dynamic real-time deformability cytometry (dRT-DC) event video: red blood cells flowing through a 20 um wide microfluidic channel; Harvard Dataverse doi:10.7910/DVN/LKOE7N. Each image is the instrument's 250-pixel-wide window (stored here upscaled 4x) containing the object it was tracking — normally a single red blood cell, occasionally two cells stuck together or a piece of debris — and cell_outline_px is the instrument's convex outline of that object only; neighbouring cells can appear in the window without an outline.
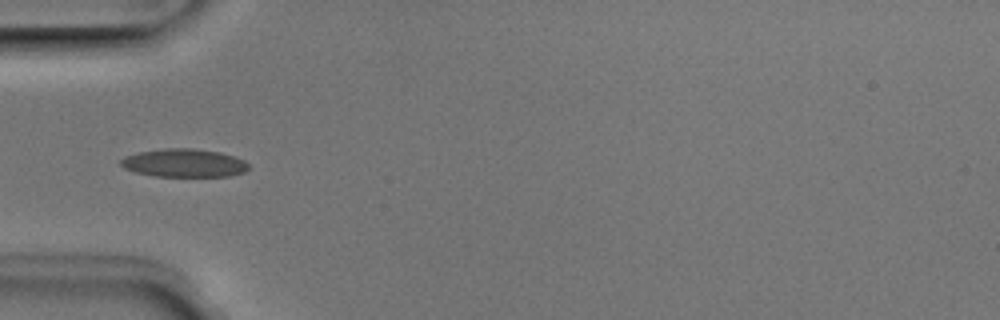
{"species": "Egyptian fruit bat (a non-hibernating species)", "species_latin": "Rousettus aegyptiacus", "temperature_condition": "room temperature", "stored_images_in_passage": 5, "camera_frame_rate_fps": 3000, "um_per_image_px": 0.085, "animal": {"sex": "male"}, "frame": {"image": 1, "passage_image": 5, "time_ms": 1.333, "image_size_px": [1000, 320], "cell_outline_px": [[248, 168], [244, 172], [228, 176], [156, 176], [136, 172], [124, 168], [120, 164], [120, 160], [124, 156], [140, 152], [164, 148], [192, 148], [220, 152], [244, 160], [248, 164]], "centroid_in_image_um": [15.63, 13.85], "position_along_channel_um": 69.4, "area_um2": 20.87}}